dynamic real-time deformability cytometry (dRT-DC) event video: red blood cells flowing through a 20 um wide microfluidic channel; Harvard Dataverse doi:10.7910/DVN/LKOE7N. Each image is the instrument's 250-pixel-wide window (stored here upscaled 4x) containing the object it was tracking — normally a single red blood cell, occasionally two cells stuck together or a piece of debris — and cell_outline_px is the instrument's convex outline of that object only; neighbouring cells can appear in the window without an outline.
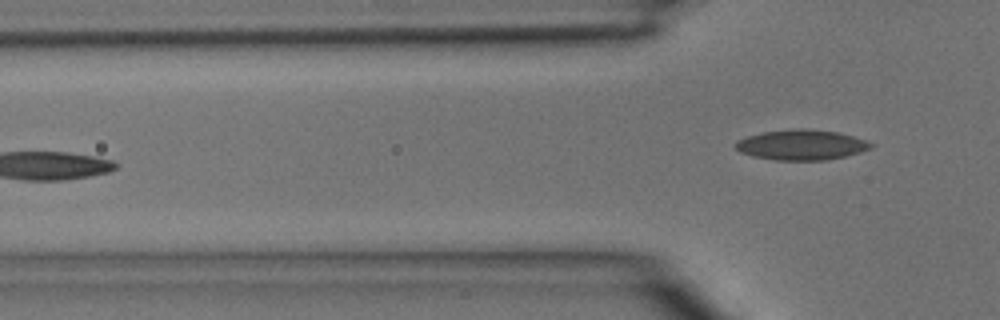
{"species": "common noctule bat (a hibernating species)", "species_latin": "Nyctalus noctula", "temperature_condition": "room temperature", "stored_images_in_passage": 4, "camera_frame_rate_fps": 3000, "um_per_image_px": 0.085, "animal": {"sex": "male", "body_mass_g": 15.6}, "frame": {"image": 1, "passage_image": 4, "time_ms": 1.0, "image_size_px": [1000, 320], "cell_outline_px": [[876, 144], [872, 148], [860, 152], [828, 160], [776, 160], [752, 156], [740, 152], [732, 144], [736, 140], [748, 136], [764, 132], [800, 128], [808, 128], [836, 132], [868, 140]], "centroid_in_image_um": [68.13, 12.31], "position_along_channel_um": 57.7, "area_um2": 23.99}}